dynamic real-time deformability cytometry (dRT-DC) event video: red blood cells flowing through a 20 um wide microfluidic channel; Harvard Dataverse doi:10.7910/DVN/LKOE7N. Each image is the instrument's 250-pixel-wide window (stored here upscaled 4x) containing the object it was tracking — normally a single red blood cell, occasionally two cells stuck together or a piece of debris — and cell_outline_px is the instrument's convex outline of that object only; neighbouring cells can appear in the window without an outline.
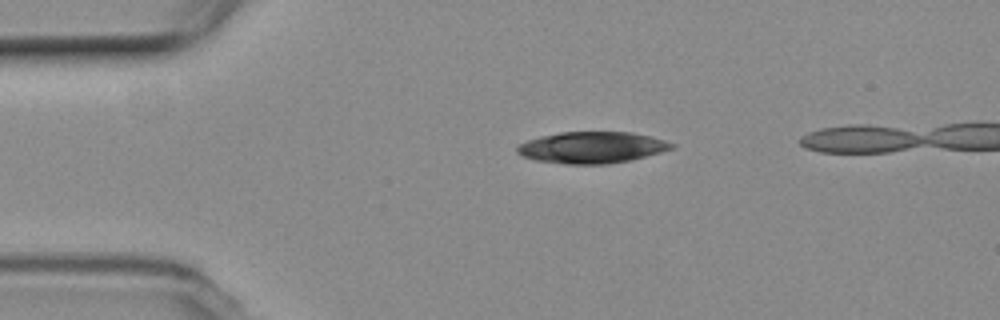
{"species": "common noctule bat (a hibernating species)", "species_latin": "Nyctalus noctula", "temperature_condition": "room temperature", "stored_images_in_passage": 39, "camera_frame_rate_fps": 3000, "um_per_image_px": 0.085, "animal": {"sex": "female", "body_mass_g": 19.3, "forearm_length_mm": 54.1}, "frame": {"image": 1, "passage_image": 1, "time_ms": 0.0, "image_size_px": [1000, 320], "cell_outline_px": [[676, 144], [672, 148], [660, 152], [628, 160], [608, 164], [568, 164], [536, 160], [524, 156], [516, 152], [516, 148], [520, 144], [528, 140], [540, 136], [560, 132], [632, 132], [664, 140]], "centroid_in_image_um": [50.29, 12.53], "position_along_channel_um": 34.7, "area_um2": 27.98}}
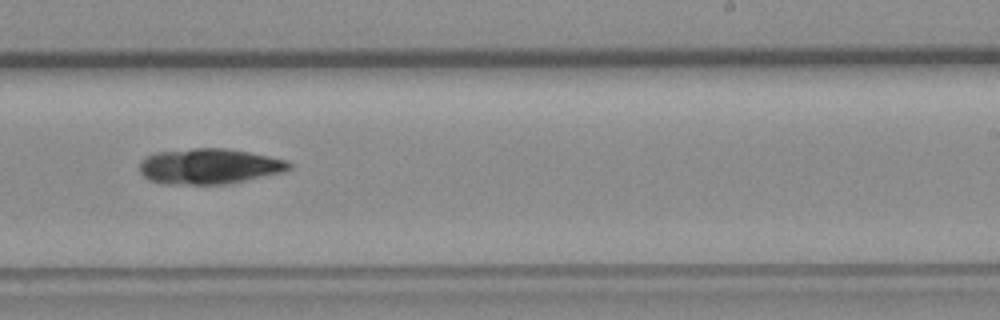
{"frame": {"image": 2, "passage_image": 23, "time_ms": 7.333, "image_size_px": [1000, 320], "cell_outline_px": [[292, 168], [280, 172], [228, 184], [160, 184], [148, 180], [140, 172], [140, 160], [144, 156], [156, 152], [192, 148], [228, 148], [288, 160], [292, 164]], "centroid_in_image_um": [17.73, 14.13], "position_along_channel_um": 271.3, "area_um2": 31.1}}
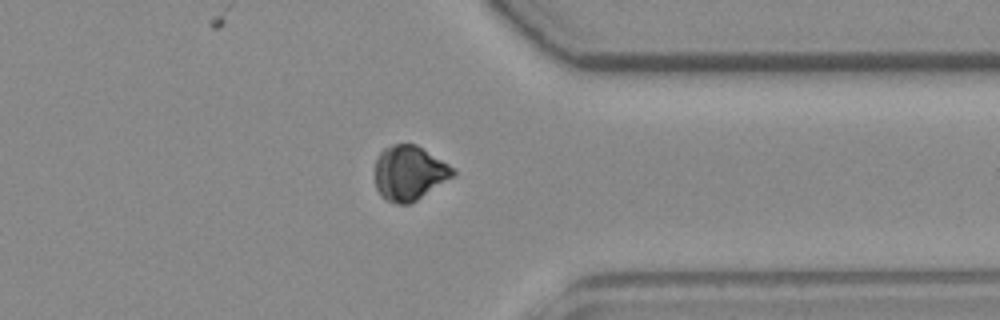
{"frame": {"image": 3, "passage_image": 32, "time_ms": 10.333, "image_size_px": [1000, 320], "cell_outline_px": [[456, 176], [416, 200], [408, 204], [396, 204], [380, 196], [376, 188], [376, 160], [380, 152], [384, 148], [392, 144], [416, 144], [448, 164], [456, 172]], "centroid_in_image_um": [34.79, 14.71], "position_along_channel_um": 376.6, "area_um2": 24.8}}